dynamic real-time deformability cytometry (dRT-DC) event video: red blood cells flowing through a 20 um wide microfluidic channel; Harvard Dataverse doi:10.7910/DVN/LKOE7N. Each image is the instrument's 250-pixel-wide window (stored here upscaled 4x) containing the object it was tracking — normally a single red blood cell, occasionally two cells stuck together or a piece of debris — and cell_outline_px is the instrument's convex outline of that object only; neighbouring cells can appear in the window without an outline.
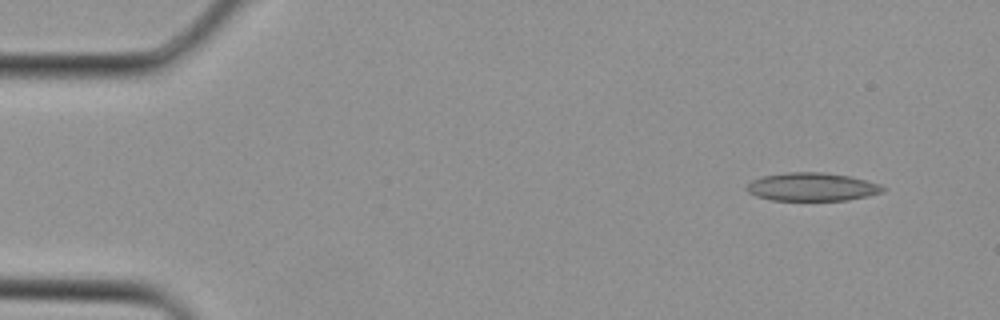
{"species": "Egyptian fruit bat (a non-hibernating species)", "species_latin": "Rousettus aegyptiacus", "temperature_condition": "cold", "stored_images_in_passage": 3, "camera_frame_rate_fps": 3000, "um_per_image_px": 0.085, "animal": {"sex": "female"}, "frame": {"image": 1, "passage_image": 1, "time_ms": 0.0, "image_size_px": [1000, 320], "cell_outline_px": [[888, 188], [880, 192], [868, 196], [848, 200], [772, 200], [756, 196], [748, 192], [744, 188], [752, 180], [764, 176], [788, 172], [824, 172], [848, 176], [880, 184]], "centroid_in_image_um": [69.01, 15.88], "position_along_channel_um": 16.0, "area_um2": 22.31}}
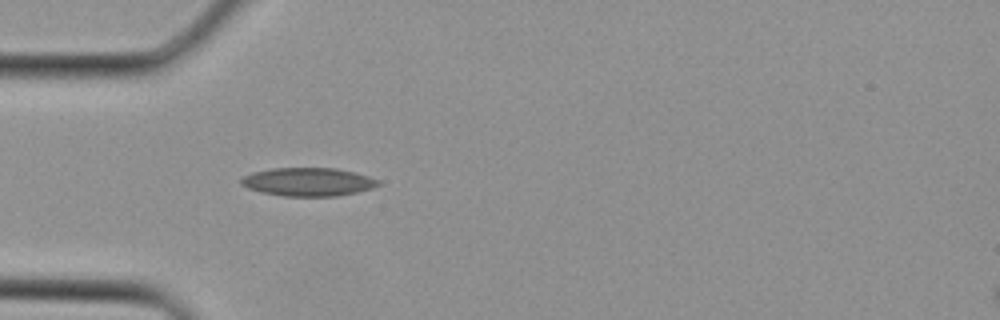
{"frame": {"image": 2, "passage_image": 3, "time_ms": 0.667, "image_size_px": [1000, 320], "cell_outline_px": [[380, 184], [372, 188], [356, 192], [336, 196], [284, 196], [260, 192], [248, 188], [240, 184], [240, 180], [244, 176], [252, 172], [272, 168], [336, 168], [368, 176], [380, 180]], "centroid_in_image_um": [26.17, 15.46], "position_along_channel_um": 58.8, "area_um2": 22.6}}